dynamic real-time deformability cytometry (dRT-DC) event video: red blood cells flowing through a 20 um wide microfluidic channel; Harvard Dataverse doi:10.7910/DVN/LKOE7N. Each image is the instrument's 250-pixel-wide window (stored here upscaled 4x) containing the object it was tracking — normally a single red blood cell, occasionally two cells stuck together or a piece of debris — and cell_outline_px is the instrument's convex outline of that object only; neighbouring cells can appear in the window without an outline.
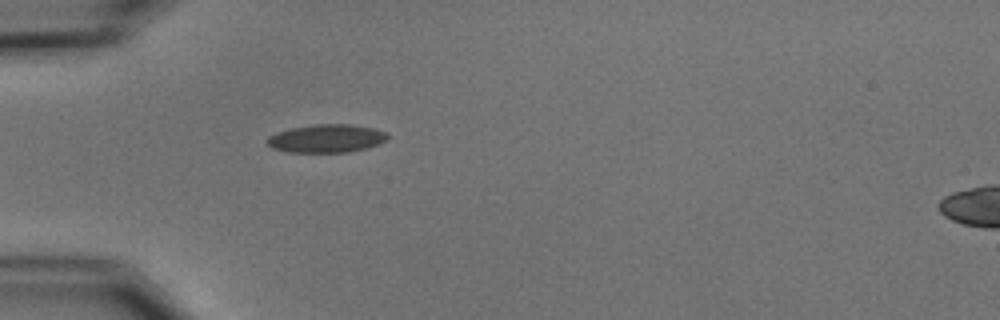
{"species": "common noctule bat (a hibernating species)", "species_latin": "Nyctalus noctula", "temperature_condition": "cold", "stored_images_in_passage": 1, "camera_frame_rate_fps": 3000, "um_per_image_px": 0.085, "animal": {"sex": "male", "body_mass_g": 15.6}, "frame": {"image": 1, "passage_image": 1, "time_ms": 0.0, "image_size_px": [1000, 320], "cell_outline_px": [[388, 140], [380, 144], [368, 148], [348, 152], [288, 152], [272, 148], [268, 144], [268, 136], [276, 132], [292, 128], [316, 124], [348, 124], [372, 128], [384, 132], [388, 136]], "centroid_in_image_um": [27.76, 11.78], "position_along_channel_um": 57.2, "area_um2": 19.71}}